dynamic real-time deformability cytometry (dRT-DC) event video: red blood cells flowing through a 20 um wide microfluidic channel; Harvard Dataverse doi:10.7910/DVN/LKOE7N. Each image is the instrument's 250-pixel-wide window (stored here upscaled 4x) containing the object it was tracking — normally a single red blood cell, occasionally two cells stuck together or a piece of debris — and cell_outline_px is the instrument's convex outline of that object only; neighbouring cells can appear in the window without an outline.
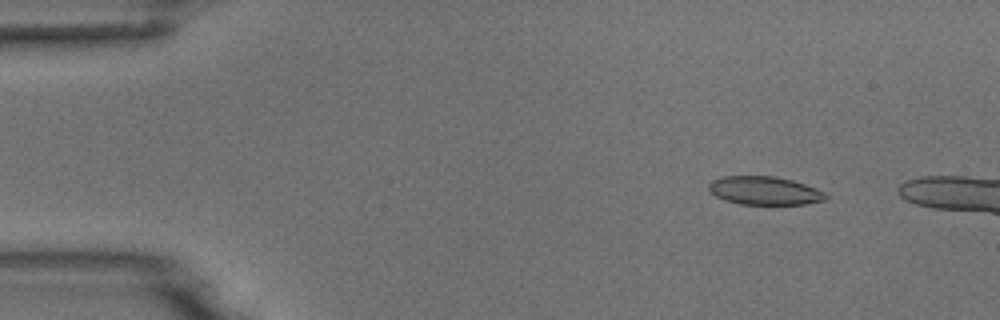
{"species": "common noctule bat (a hibernating species)", "species_latin": "Nyctalus noctula", "temperature_condition": "room temperature", "stored_images_in_passage": 14, "camera_frame_rate_fps": 3000, "um_per_image_px": 0.085, "animal": {"sex": "male", "body_mass_g": 18.8}, "frame": {"image": 1, "passage_image": 7, "time_ms": 2.0, "image_size_px": [1000, 320], "cell_outline_px": [[828, 196], [824, 200], [804, 204], [740, 204], [724, 200], [716, 196], [708, 188], [708, 184], [712, 180], [724, 176], [772, 176], [792, 180], [816, 188], [824, 192]], "centroid_in_image_um": [64.97, 16.2], "position_along_channel_um": 20.0, "area_um2": 19.19}}